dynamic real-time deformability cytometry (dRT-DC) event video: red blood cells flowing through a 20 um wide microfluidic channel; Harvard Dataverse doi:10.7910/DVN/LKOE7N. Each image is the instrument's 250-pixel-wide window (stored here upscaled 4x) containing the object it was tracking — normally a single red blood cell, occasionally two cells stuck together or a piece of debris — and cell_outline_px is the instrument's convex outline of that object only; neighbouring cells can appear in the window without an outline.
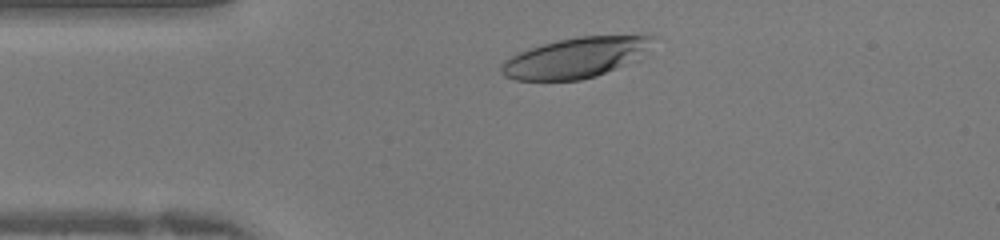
{"species": "human", "species_latin": "Homo sapiens", "temperature_condition": "warm", "stored_images_in_passage": 30, "camera_frame_rate_fps": 3000, "um_per_image_px": 0.085, "donor": {"sex": "female"}, "frame": {"image": 1, "passage_image": 3, "time_ms": 0.667, "image_size_px": [1000, 240], "cell_outline_px": [[656, 36], [640, 60], [596, 76], [580, 80], [516, 80], [504, 76], [500, 72], [500, 68], [504, 60], [520, 52], [556, 40], [580, 36], [648, 32]], "centroid_in_image_um": [49.08, 4.86], "position_along_channel_um": 35.9, "area_um2": 36.53}}
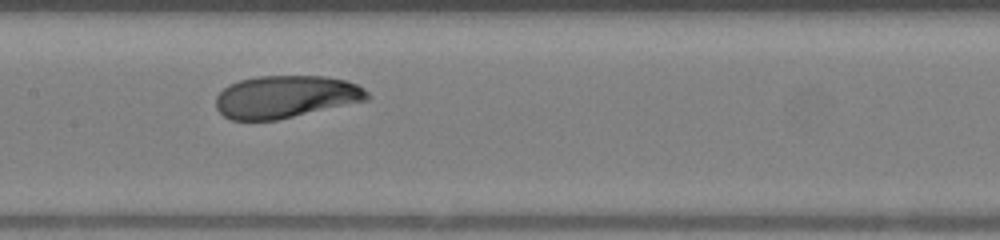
{"frame": {"image": 2, "passage_image": 14, "time_ms": 4.333, "image_size_px": [1000, 240], "cell_outline_px": [[372, 96], [368, 100], [276, 120], [232, 120], [224, 116], [216, 108], [216, 96], [228, 84], [240, 80], [256, 76], [328, 76], [344, 80], [356, 84], [364, 88]], "centroid_in_image_um": [24.29, 8.22], "position_along_channel_um": 183.1, "area_um2": 37.51}}
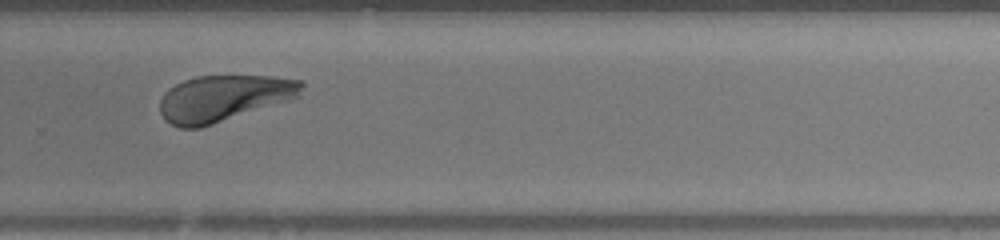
{"frame": {"image": 3, "passage_image": 22, "time_ms": 7.0, "image_size_px": [1000, 240], "cell_outline_px": [[304, 84], [300, 96], [200, 128], [180, 128], [164, 120], [160, 112], [160, 100], [164, 92], [168, 88], [184, 80], [196, 76], [272, 76], [304, 80]], "centroid_in_image_um": [19.0, 8.34], "position_along_channel_um": 310.8, "area_um2": 38.09}}